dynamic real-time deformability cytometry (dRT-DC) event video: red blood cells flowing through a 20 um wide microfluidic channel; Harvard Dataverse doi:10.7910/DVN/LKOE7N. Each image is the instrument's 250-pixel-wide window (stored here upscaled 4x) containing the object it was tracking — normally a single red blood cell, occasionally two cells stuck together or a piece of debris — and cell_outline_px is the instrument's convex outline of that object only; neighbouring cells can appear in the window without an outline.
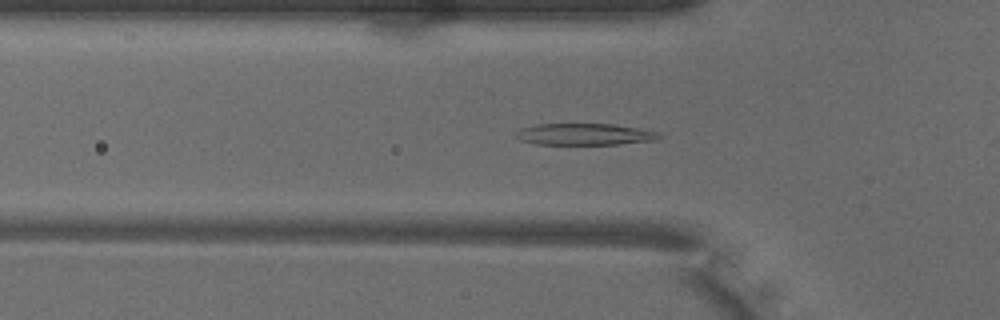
{"species": "common noctule bat (a hibernating species)", "species_latin": "Nyctalus noctula", "temperature_condition": "warm", "stored_images_in_passage": 43, "camera_frame_rate_fps": 3000, "um_per_image_px": 0.085, "animal": {"sex": "male", "body_mass_g": 18.8}, "frame": {"image": 1, "passage_image": 9, "time_ms": 2.667, "image_size_px": [1000, 320], "cell_outline_px": [[660, 136], [656, 140], [616, 144], [536, 144], [520, 140], [516, 136], [516, 132], [520, 128], [536, 124], [612, 124], [636, 128], [656, 132]], "centroid_in_image_um": [49.62, 11.41], "position_along_channel_um": 76.2, "area_um2": 17.74}}
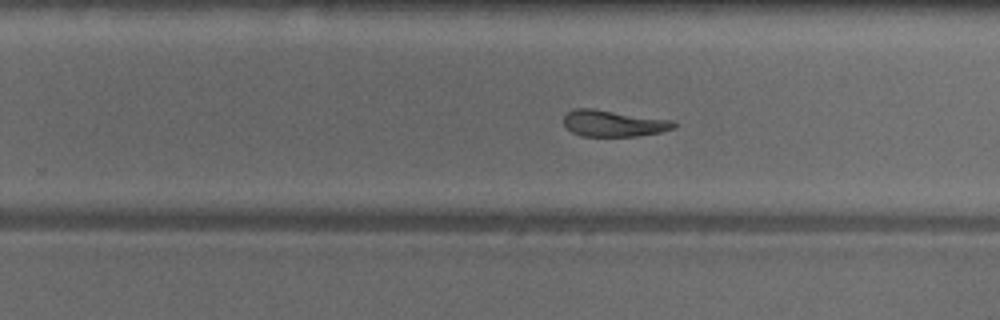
{"frame": {"image": 2, "passage_image": 24, "time_ms": 7.667, "image_size_px": [1000, 320], "cell_outline_px": [[676, 128], [660, 132], [636, 136], [580, 136], [572, 132], [564, 124], [564, 116], [572, 108], [592, 108], [672, 120], [676, 124]], "centroid_in_image_um": [52.13, 10.48], "position_along_channel_um": 277.7, "area_um2": 16.94}}
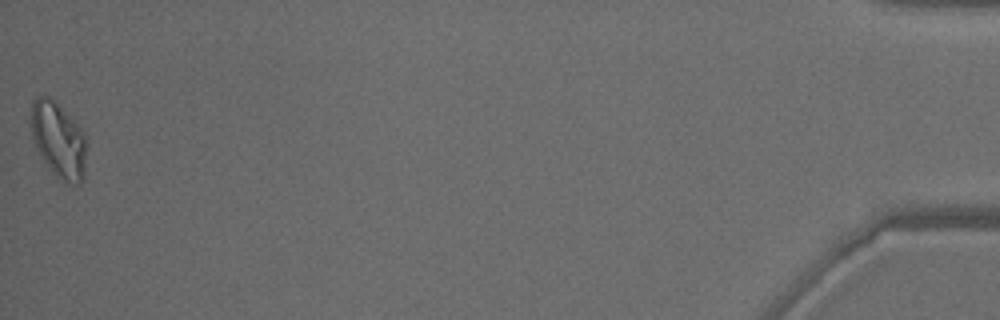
{"frame": {"image": 3, "passage_image": 43, "time_ms": 14.0, "image_size_px": [1000, 320], "cell_outline_px": [[88, 144], [84, 176], [80, 184], [64, 184], [52, 172], [40, 156], [36, 148], [32, 136], [32, 100], [36, 96], [48, 96], [56, 100], [80, 128]], "centroid_in_image_um": [5.0, 11.93], "position_along_channel_um": 430.2, "area_um2": 24.8}, "authors_computed_cell_mechanics": {"area_um2": 18.4382, "velocity_mm_per_s": 4.0135, "shape_relaxation_time_tau1_ms": 7.4038, "shape_relaxation_time_tau2_ms": 2.2991, "deformation_change_tau1": 0.2691, "deformation_change_tau2": 0.1203}}